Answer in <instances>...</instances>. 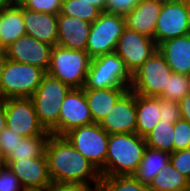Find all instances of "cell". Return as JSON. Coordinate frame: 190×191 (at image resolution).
<instances>
[{"label": "cell", "mask_w": 190, "mask_h": 191, "mask_svg": "<svg viewBox=\"0 0 190 191\" xmlns=\"http://www.w3.org/2000/svg\"><path fill=\"white\" fill-rule=\"evenodd\" d=\"M45 155L52 182L92 184L95 189L99 187L100 172L64 136L51 134Z\"/></svg>", "instance_id": "cell-1"}, {"label": "cell", "mask_w": 190, "mask_h": 191, "mask_svg": "<svg viewBox=\"0 0 190 191\" xmlns=\"http://www.w3.org/2000/svg\"><path fill=\"white\" fill-rule=\"evenodd\" d=\"M146 147L145 137L137 133L109 134L105 176L132 175Z\"/></svg>", "instance_id": "cell-2"}, {"label": "cell", "mask_w": 190, "mask_h": 191, "mask_svg": "<svg viewBox=\"0 0 190 191\" xmlns=\"http://www.w3.org/2000/svg\"><path fill=\"white\" fill-rule=\"evenodd\" d=\"M91 57L86 51L53 46L47 73L70 88H83L86 82Z\"/></svg>", "instance_id": "cell-3"}, {"label": "cell", "mask_w": 190, "mask_h": 191, "mask_svg": "<svg viewBox=\"0 0 190 191\" xmlns=\"http://www.w3.org/2000/svg\"><path fill=\"white\" fill-rule=\"evenodd\" d=\"M46 73L38 66L14 62L6 58L1 77L0 98H30Z\"/></svg>", "instance_id": "cell-4"}, {"label": "cell", "mask_w": 190, "mask_h": 191, "mask_svg": "<svg viewBox=\"0 0 190 191\" xmlns=\"http://www.w3.org/2000/svg\"><path fill=\"white\" fill-rule=\"evenodd\" d=\"M132 74L115 53L91 58L84 89L130 87Z\"/></svg>", "instance_id": "cell-5"}, {"label": "cell", "mask_w": 190, "mask_h": 191, "mask_svg": "<svg viewBox=\"0 0 190 191\" xmlns=\"http://www.w3.org/2000/svg\"><path fill=\"white\" fill-rule=\"evenodd\" d=\"M71 88L46 73L34 94L30 97L40 124L51 131L59 121L62 101Z\"/></svg>", "instance_id": "cell-6"}, {"label": "cell", "mask_w": 190, "mask_h": 191, "mask_svg": "<svg viewBox=\"0 0 190 191\" xmlns=\"http://www.w3.org/2000/svg\"><path fill=\"white\" fill-rule=\"evenodd\" d=\"M64 137L94 165L100 172L101 177H105L109 134L99 123L74 128L66 133Z\"/></svg>", "instance_id": "cell-7"}, {"label": "cell", "mask_w": 190, "mask_h": 191, "mask_svg": "<svg viewBox=\"0 0 190 191\" xmlns=\"http://www.w3.org/2000/svg\"><path fill=\"white\" fill-rule=\"evenodd\" d=\"M172 74L162 53L157 49L132 74L129 89L136 94L147 97H159Z\"/></svg>", "instance_id": "cell-8"}, {"label": "cell", "mask_w": 190, "mask_h": 191, "mask_svg": "<svg viewBox=\"0 0 190 191\" xmlns=\"http://www.w3.org/2000/svg\"><path fill=\"white\" fill-rule=\"evenodd\" d=\"M125 28L124 16L101 12L91 23L86 52L91 58L115 52L118 39Z\"/></svg>", "instance_id": "cell-9"}, {"label": "cell", "mask_w": 190, "mask_h": 191, "mask_svg": "<svg viewBox=\"0 0 190 191\" xmlns=\"http://www.w3.org/2000/svg\"><path fill=\"white\" fill-rule=\"evenodd\" d=\"M94 123L84 88H71L62 101L58 124L50 131L52 135L64 136L70 130Z\"/></svg>", "instance_id": "cell-10"}, {"label": "cell", "mask_w": 190, "mask_h": 191, "mask_svg": "<svg viewBox=\"0 0 190 191\" xmlns=\"http://www.w3.org/2000/svg\"><path fill=\"white\" fill-rule=\"evenodd\" d=\"M6 127L22 137H37L46 130L40 124L31 98L5 99Z\"/></svg>", "instance_id": "cell-11"}, {"label": "cell", "mask_w": 190, "mask_h": 191, "mask_svg": "<svg viewBox=\"0 0 190 191\" xmlns=\"http://www.w3.org/2000/svg\"><path fill=\"white\" fill-rule=\"evenodd\" d=\"M189 33L186 0H164L154 32L156 45Z\"/></svg>", "instance_id": "cell-12"}, {"label": "cell", "mask_w": 190, "mask_h": 191, "mask_svg": "<svg viewBox=\"0 0 190 191\" xmlns=\"http://www.w3.org/2000/svg\"><path fill=\"white\" fill-rule=\"evenodd\" d=\"M157 49L153 38L125 27L118 39L115 53L133 74Z\"/></svg>", "instance_id": "cell-13"}, {"label": "cell", "mask_w": 190, "mask_h": 191, "mask_svg": "<svg viewBox=\"0 0 190 191\" xmlns=\"http://www.w3.org/2000/svg\"><path fill=\"white\" fill-rule=\"evenodd\" d=\"M52 49L53 46L25 34L5 49V55L11 61L35 65L47 72Z\"/></svg>", "instance_id": "cell-14"}, {"label": "cell", "mask_w": 190, "mask_h": 191, "mask_svg": "<svg viewBox=\"0 0 190 191\" xmlns=\"http://www.w3.org/2000/svg\"><path fill=\"white\" fill-rule=\"evenodd\" d=\"M136 93L128 90L112 107L99 125L108 134L136 133Z\"/></svg>", "instance_id": "cell-15"}, {"label": "cell", "mask_w": 190, "mask_h": 191, "mask_svg": "<svg viewBox=\"0 0 190 191\" xmlns=\"http://www.w3.org/2000/svg\"><path fill=\"white\" fill-rule=\"evenodd\" d=\"M19 178L22 187L28 190H45L52 183L46 156L2 162Z\"/></svg>", "instance_id": "cell-16"}, {"label": "cell", "mask_w": 190, "mask_h": 191, "mask_svg": "<svg viewBox=\"0 0 190 191\" xmlns=\"http://www.w3.org/2000/svg\"><path fill=\"white\" fill-rule=\"evenodd\" d=\"M23 20L26 35L51 46L57 45L58 14L31 11L23 7Z\"/></svg>", "instance_id": "cell-17"}, {"label": "cell", "mask_w": 190, "mask_h": 191, "mask_svg": "<svg viewBox=\"0 0 190 191\" xmlns=\"http://www.w3.org/2000/svg\"><path fill=\"white\" fill-rule=\"evenodd\" d=\"M57 45L78 51H86L91 23L77 17L58 15Z\"/></svg>", "instance_id": "cell-18"}, {"label": "cell", "mask_w": 190, "mask_h": 191, "mask_svg": "<svg viewBox=\"0 0 190 191\" xmlns=\"http://www.w3.org/2000/svg\"><path fill=\"white\" fill-rule=\"evenodd\" d=\"M163 2L164 0H140L136 8L124 16L125 27L154 39Z\"/></svg>", "instance_id": "cell-19"}, {"label": "cell", "mask_w": 190, "mask_h": 191, "mask_svg": "<svg viewBox=\"0 0 190 191\" xmlns=\"http://www.w3.org/2000/svg\"><path fill=\"white\" fill-rule=\"evenodd\" d=\"M158 50L173 73L190 74V33L160 43Z\"/></svg>", "instance_id": "cell-20"}, {"label": "cell", "mask_w": 190, "mask_h": 191, "mask_svg": "<svg viewBox=\"0 0 190 191\" xmlns=\"http://www.w3.org/2000/svg\"><path fill=\"white\" fill-rule=\"evenodd\" d=\"M129 87L84 89L94 123H100Z\"/></svg>", "instance_id": "cell-21"}, {"label": "cell", "mask_w": 190, "mask_h": 191, "mask_svg": "<svg viewBox=\"0 0 190 191\" xmlns=\"http://www.w3.org/2000/svg\"><path fill=\"white\" fill-rule=\"evenodd\" d=\"M23 6L14 2L3 10V21L0 29V49L5 50L19 37L25 35Z\"/></svg>", "instance_id": "cell-22"}, {"label": "cell", "mask_w": 190, "mask_h": 191, "mask_svg": "<svg viewBox=\"0 0 190 191\" xmlns=\"http://www.w3.org/2000/svg\"><path fill=\"white\" fill-rule=\"evenodd\" d=\"M136 133L145 137L160 121L159 97L136 94Z\"/></svg>", "instance_id": "cell-23"}, {"label": "cell", "mask_w": 190, "mask_h": 191, "mask_svg": "<svg viewBox=\"0 0 190 191\" xmlns=\"http://www.w3.org/2000/svg\"><path fill=\"white\" fill-rule=\"evenodd\" d=\"M170 162V153L146 147L138 168L132 174L142 184L149 185L159 171Z\"/></svg>", "instance_id": "cell-24"}, {"label": "cell", "mask_w": 190, "mask_h": 191, "mask_svg": "<svg viewBox=\"0 0 190 191\" xmlns=\"http://www.w3.org/2000/svg\"><path fill=\"white\" fill-rule=\"evenodd\" d=\"M190 181L169 162L148 185L149 191H189Z\"/></svg>", "instance_id": "cell-25"}, {"label": "cell", "mask_w": 190, "mask_h": 191, "mask_svg": "<svg viewBox=\"0 0 190 191\" xmlns=\"http://www.w3.org/2000/svg\"><path fill=\"white\" fill-rule=\"evenodd\" d=\"M50 135L51 133L46 130L42 135L37 137H23L3 162L46 156L45 148Z\"/></svg>", "instance_id": "cell-26"}, {"label": "cell", "mask_w": 190, "mask_h": 191, "mask_svg": "<svg viewBox=\"0 0 190 191\" xmlns=\"http://www.w3.org/2000/svg\"><path fill=\"white\" fill-rule=\"evenodd\" d=\"M174 124L160 120L157 125L145 136L146 145L164 152H174Z\"/></svg>", "instance_id": "cell-27"}, {"label": "cell", "mask_w": 190, "mask_h": 191, "mask_svg": "<svg viewBox=\"0 0 190 191\" xmlns=\"http://www.w3.org/2000/svg\"><path fill=\"white\" fill-rule=\"evenodd\" d=\"M99 187L103 191H149L148 186L142 184L133 175L101 177Z\"/></svg>", "instance_id": "cell-28"}, {"label": "cell", "mask_w": 190, "mask_h": 191, "mask_svg": "<svg viewBox=\"0 0 190 191\" xmlns=\"http://www.w3.org/2000/svg\"><path fill=\"white\" fill-rule=\"evenodd\" d=\"M101 11L89 2L83 0H62L61 11L58 15L77 17L87 22H94Z\"/></svg>", "instance_id": "cell-29"}, {"label": "cell", "mask_w": 190, "mask_h": 191, "mask_svg": "<svg viewBox=\"0 0 190 191\" xmlns=\"http://www.w3.org/2000/svg\"><path fill=\"white\" fill-rule=\"evenodd\" d=\"M185 95H187V76L172 72L159 97L179 103Z\"/></svg>", "instance_id": "cell-30"}, {"label": "cell", "mask_w": 190, "mask_h": 191, "mask_svg": "<svg viewBox=\"0 0 190 191\" xmlns=\"http://www.w3.org/2000/svg\"><path fill=\"white\" fill-rule=\"evenodd\" d=\"M174 151L190 149V123L180 119L174 123Z\"/></svg>", "instance_id": "cell-31"}, {"label": "cell", "mask_w": 190, "mask_h": 191, "mask_svg": "<svg viewBox=\"0 0 190 191\" xmlns=\"http://www.w3.org/2000/svg\"><path fill=\"white\" fill-rule=\"evenodd\" d=\"M19 3L31 11L59 14L62 0H20Z\"/></svg>", "instance_id": "cell-32"}, {"label": "cell", "mask_w": 190, "mask_h": 191, "mask_svg": "<svg viewBox=\"0 0 190 191\" xmlns=\"http://www.w3.org/2000/svg\"><path fill=\"white\" fill-rule=\"evenodd\" d=\"M0 191H26L8 165L0 164Z\"/></svg>", "instance_id": "cell-33"}, {"label": "cell", "mask_w": 190, "mask_h": 191, "mask_svg": "<svg viewBox=\"0 0 190 191\" xmlns=\"http://www.w3.org/2000/svg\"><path fill=\"white\" fill-rule=\"evenodd\" d=\"M170 163L190 181V149L172 152Z\"/></svg>", "instance_id": "cell-34"}, {"label": "cell", "mask_w": 190, "mask_h": 191, "mask_svg": "<svg viewBox=\"0 0 190 191\" xmlns=\"http://www.w3.org/2000/svg\"><path fill=\"white\" fill-rule=\"evenodd\" d=\"M22 139V136L16 134L8 127L0 133V155L2 160L10 154L11 150L15 149L19 140Z\"/></svg>", "instance_id": "cell-35"}, {"label": "cell", "mask_w": 190, "mask_h": 191, "mask_svg": "<svg viewBox=\"0 0 190 191\" xmlns=\"http://www.w3.org/2000/svg\"><path fill=\"white\" fill-rule=\"evenodd\" d=\"M160 120L175 123L181 119L180 106L178 103L159 97Z\"/></svg>", "instance_id": "cell-36"}, {"label": "cell", "mask_w": 190, "mask_h": 191, "mask_svg": "<svg viewBox=\"0 0 190 191\" xmlns=\"http://www.w3.org/2000/svg\"><path fill=\"white\" fill-rule=\"evenodd\" d=\"M140 0H106L105 12L125 16L136 8Z\"/></svg>", "instance_id": "cell-37"}, {"label": "cell", "mask_w": 190, "mask_h": 191, "mask_svg": "<svg viewBox=\"0 0 190 191\" xmlns=\"http://www.w3.org/2000/svg\"><path fill=\"white\" fill-rule=\"evenodd\" d=\"M48 191H95L96 189L84 183H57L52 182Z\"/></svg>", "instance_id": "cell-38"}, {"label": "cell", "mask_w": 190, "mask_h": 191, "mask_svg": "<svg viewBox=\"0 0 190 191\" xmlns=\"http://www.w3.org/2000/svg\"><path fill=\"white\" fill-rule=\"evenodd\" d=\"M181 119H184L190 123V95H185L180 101Z\"/></svg>", "instance_id": "cell-39"}, {"label": "cell", "mask_w": 190, "mask_h": 191, "mask_svg": "<svg viewBox=\"0 0 190 191\" xmlns=\"http://www.w3.org/2000/svg\"><path fill=\"white\" fill-rule=\"evenodd\" d=\"M6 128L5 99L0 98V133Z\"/></svg>", "instance_id": "cell-40"}, {"label": "cell", "mask_w": 190, "mask_h": 191, "mask_svg": "<svg viewBox=\"0 0 190 191\" xmlns=\"http://www.w3.org/2000/svg\"><path fill=\"white\" fill-rule=\"evenodd\" d=\"M83 1L89 2V4L96 6L101 12L105 11L106 0H83Z\"/></svg>", "instance_id": "cell-41"}, {"label": "cell", "mask_w": 190, "mask_h": 191, "mask_svg": "<svg viewBox=\"0 0 190 191\" xmlns=\"http://www.w3.org/2000/svg\"><path fill=\"white\" fill-rule=\"evenodd\" d=\"M5 62H6L5 50L0 49V87H1V77L3 74Z\"/></svg>", "instance_id": "cell-42"}, {"label": "cell", "mask_w": 190, "mask_h": 191, "mask_svg": "<svg viewBox=\"0 0 190 191\" xmlns=\"http://www.w3.org/2000/svg\"><path fill=\"white\" fill-rule=\"evenodd\" d=\"M13 3V0H0V10L10 7Z\"/></svg>", "instance_id": "cell-43"}, {"label": "cell", "mask_w": 190, "mask_h": 191, "mask_svg": "<svg viewBox=\"0 0 190 191\" xmlns=\"http://www.w3.org/2000/svg\"><path fill=\"white\" fill-rule=\"evenodd\" d=\"M186 10H187V19L189 24V30H190V0H186Z\"/></svg>", "instance_id": "cell-44"}, {"label": "cell", "mask_w": 190, "mask_h": 191, "mask_svg": "<svg viewBox=\"0 0 190 191\" xmlns=\"http://www.w3.org/2000/svg\"><path fill=\"white\" fill-rule=\"evenodd\" d=\"M187 94L190 95V74L187 76Z\"/></svg>", "instance_id": "cell-45"}, {"label": "cell", "mask_w": 190, "mask_h": 191, "mask_svg": "<svg viewBox=\"0 0 190 191\" xmlns=\"http://www.w3.org/2000/svg\"><path fill=\"white\" fill-rule=\"evenodd\" d=\"M3 21V10H0V29Z\"/></svg>", "instance_id": "cell-46"}, {"label": "cell", "mask_w": 190, "mask_h": 191, "mask_svg": "<svg viewBox=\"0 0 190 191\" xmlns=\"http://www.w3.org/2000/svg\"><path fill=\"white\" fill-rule=\"evenodd\" d=\"M28 191H48V190L45 189V190H28Z\"/></svg>", "instance_id": "cell-47"}, {"label": "cell", "mask_w": 190, "mask_h": 191, "mask_svg": "<svg viewBox=\"0 0 190 191\" xmlns=\"http://www.w3.org/2000/svg\"><path fill=\"white\" fill-rule=\"evenodd\" d=\"M95 191H103L100 187H97Z\"/></svg>", "instance_id": "cell-48"}, {"label": "cell", "mask_w": 190, "mask_h": 191, "mask_svg": "<svg viewBox=\"0 0 190 191\" xmlns=\"http://www.w3.org/2000/svg\"><path fill=\"white\" fill-rule=\"evenodd\" d=\"M3 162L2 158H1V155H0V164Z\"/></svg>", "instance_id": "cell-49"}]
</instances>
